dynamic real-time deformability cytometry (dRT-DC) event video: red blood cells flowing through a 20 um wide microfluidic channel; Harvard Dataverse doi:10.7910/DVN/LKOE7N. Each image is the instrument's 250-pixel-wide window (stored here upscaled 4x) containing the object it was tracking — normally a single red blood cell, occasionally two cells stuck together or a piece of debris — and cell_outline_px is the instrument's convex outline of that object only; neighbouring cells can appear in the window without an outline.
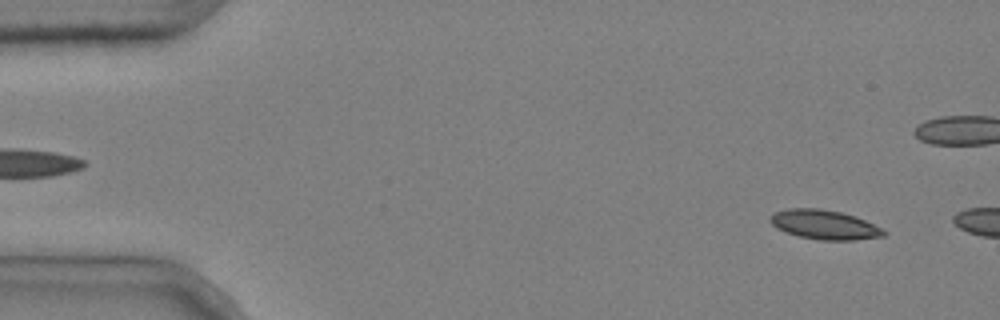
{"species": "common noctule bat (a hibernating species)", "species_latin": "Nyctalus noctula", "temperature_condition": "cold", "stored_images_in_passage": 3, "camera_frame_rate_fps": 3000, "um_per_image_px": 0.085, "animal": {"sex": "male", "body_mass_g": 20.4}, "frame": {"image": 1, "passage_image": 1, "time_ms": 0.0, "image_size_px": [1000, 320], "cell_outline_px": [[888, 232], [884, 236], [856, 240], [820, 240], [800, 236], [784, 232], [776, 228], [768, 220], [772, 212], [788, 208], [820, 208], [840, 212], [864, 220]], "centroid_in_image_um": [70.01, 19.09], "position_along_channel_um": 15.0, "area_um2": 19.42}}